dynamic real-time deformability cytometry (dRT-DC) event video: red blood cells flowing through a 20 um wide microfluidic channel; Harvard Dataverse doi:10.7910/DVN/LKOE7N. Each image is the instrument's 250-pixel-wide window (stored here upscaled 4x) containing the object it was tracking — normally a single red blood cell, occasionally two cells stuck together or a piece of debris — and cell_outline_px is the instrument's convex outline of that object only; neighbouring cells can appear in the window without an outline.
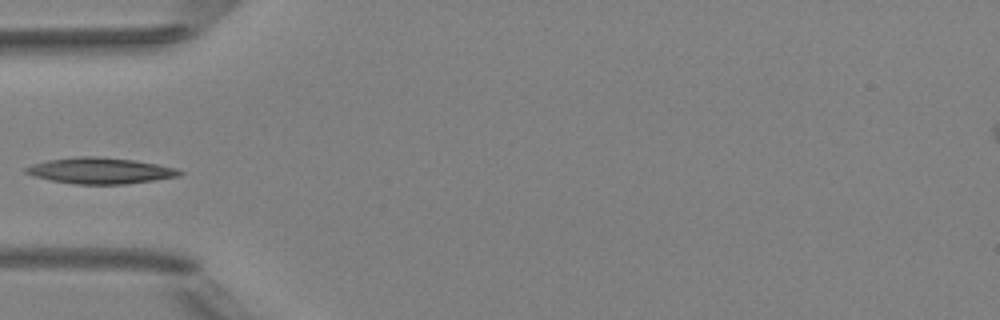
{"species": "Egyptian fruit bat (a non-hibernating species)", "species_latin": "Rousettus aegyptiacus", "temperature_condition": "room temperature", "stored_images_in_passage": 3, "camera_frame_rate_fps": 3000, "um_per_image_px": 0.085, "animal": {"sex": "female"}, "frame": {"image": 1, "passage_image": 2, "time_ms": 1.333, "image_size_px": [1000, 320], "cell_outline_px": [[184, 172], [180, 176], [156, 180], [124, 184], [72, 184], [32, 176], [24, 172], [24, 168], [32, 164], [48, 160], [76, 156], [100, 156], [136, 160], [176, 168]], "centroid_in_image_um": [8.52, 14.5], "position_along_channel_um": 76.5, "area_um2": 23.52}}
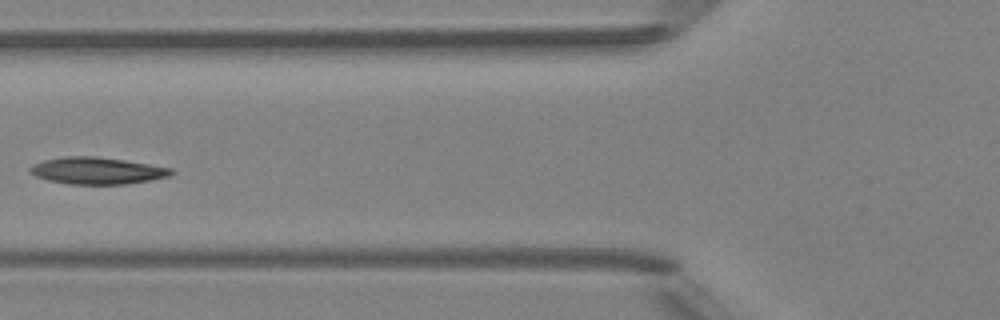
{"frame": {"image": 2, "passage_image": 3, "time_ms": 2.333, "image_size_px": [1000, 320], "cell_outline_px": [[176, 172], [172, 176], [152, 180], [124, 184], [68, 184], [48, 180], [36, 176], [28, 168], [32, 164], [44, 160], [64, 156], [96, 156], [124, 160], [172, 168]], "centroid_in_image_um": [8.29, 14.51], "position_along_channel_um": 117.5, "area_um2": 22.2}}